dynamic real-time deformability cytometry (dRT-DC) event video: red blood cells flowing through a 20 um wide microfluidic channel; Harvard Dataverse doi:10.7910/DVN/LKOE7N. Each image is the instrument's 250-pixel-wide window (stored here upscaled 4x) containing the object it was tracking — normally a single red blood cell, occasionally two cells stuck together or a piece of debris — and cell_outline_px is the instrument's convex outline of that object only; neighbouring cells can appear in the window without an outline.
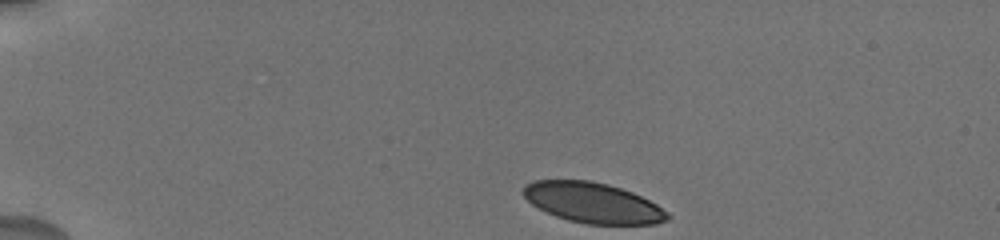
{"species": "human", "species_latin": "Homo sapiens", "temperature_condition": "cold", "stored_images_in_passage": 10, "camera_frame_rate_fps": 3000, "um_per_image_px": 0.085, "donor": {"sex": "male"}, "frame": {"image": 1, "passage_image": 1, "time_ms": 0.0, "image_size_px": [1000, 240], "cell_outline_px": [[672, 216], [668, 220], [656, 224], [588, 224], [568, 220], [556, 216], [532, 204], [520, 192], [524, 184], [532, 180], [592, 180], [608, 184], [632, 192], [656, 204], [668, 212]], "centroid_in_image_um": [50.38, 17.22], "position_along_channel_um": 34.6, "area_um2": 33.99}}